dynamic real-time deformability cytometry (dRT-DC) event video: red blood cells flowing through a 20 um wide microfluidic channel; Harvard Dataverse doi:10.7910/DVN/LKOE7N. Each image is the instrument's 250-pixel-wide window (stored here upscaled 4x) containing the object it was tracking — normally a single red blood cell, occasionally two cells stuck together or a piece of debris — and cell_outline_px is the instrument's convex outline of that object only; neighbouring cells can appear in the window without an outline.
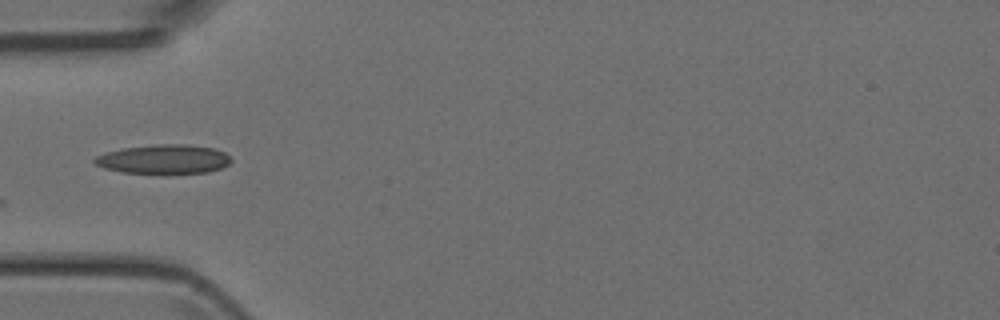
{"species": "Egyptian fruit bat (a non-hibernating species)", "species_latin": "Rousettus aegyptiacus", "temperature_condition": "room temperature", "stored_images_in_passage": 34, "camera_frame_rate_fps": 3000, "um_per_image_px": 0.085, "animal": {"sex": "female"}, "frame": {"image": 1, "passage_image": 1, "time_ms": 0.0, "image_size_px": [1000, 320], "cell_outline_px": [[232, 160], [228, 164], [220, 168], [208, 172], [168, 176], [120, 172], [104, 168], [96, 164], [92, 160], [96, 156], [104, 152], [124, 148], [156, 144], [184, 144], [212, 148], [224, 152]], "centroid_in_image_um": [13.89, 13.58], "position_along_channel_um": 71.1, "area_um2": 23.99}}
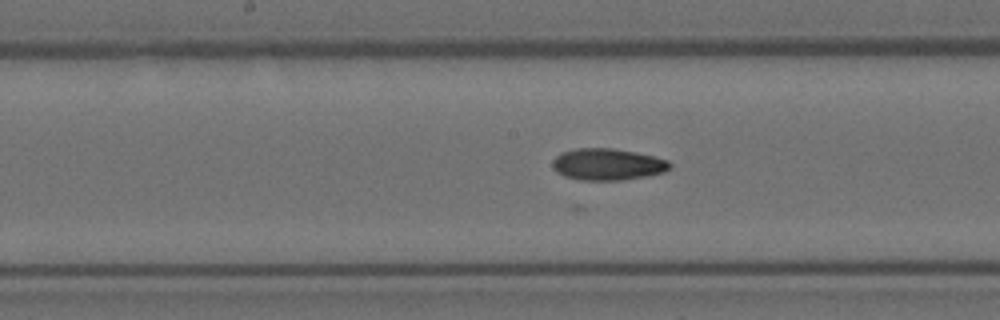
{"frame": {"image": 2, "passage_image": 10, "time_ms": 3.0, "image_size_px": [1000, 320], "cell_outline_px": [[672, 168], [664, 172], [644, 176], [620, 180], [580, 180], [564, 176], [556, 172], [552, 168], [552, 160], [560, 152], [576, 148], [612, 148], [652, 156], [668, 160], [672, 164]], "centroid_in_image_um": [51.6, 13.97], "position_along_channel_um": 196.6, "area_um2": 21.68}}
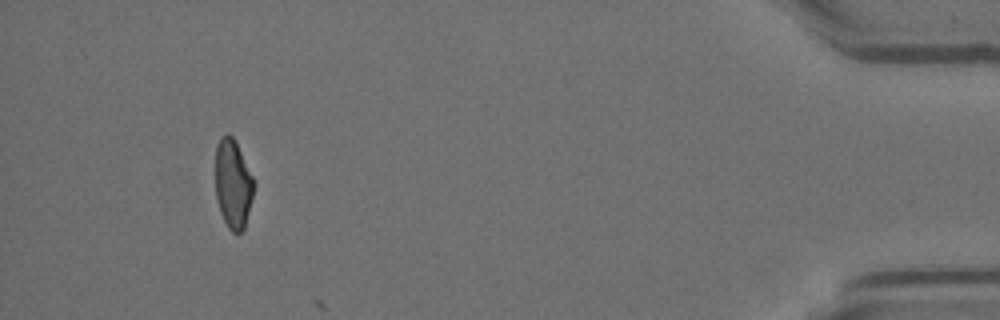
{"frame": {"image": 3, "passage_image": 31, "time_ms": 10.0, "image_size_px": [1000, 320], "cell_outline_px": [[256, 184], [244, 228], [240, 232], [232, 232], [228, 228], [220, 212], [216, 196], [216, 144], [220, 136], [228, 132], [232, 136]], "centroid_in_image_um": [19.8, 15.63], "position_along_channel_um": 415.4, "area_um2": 19.77}}